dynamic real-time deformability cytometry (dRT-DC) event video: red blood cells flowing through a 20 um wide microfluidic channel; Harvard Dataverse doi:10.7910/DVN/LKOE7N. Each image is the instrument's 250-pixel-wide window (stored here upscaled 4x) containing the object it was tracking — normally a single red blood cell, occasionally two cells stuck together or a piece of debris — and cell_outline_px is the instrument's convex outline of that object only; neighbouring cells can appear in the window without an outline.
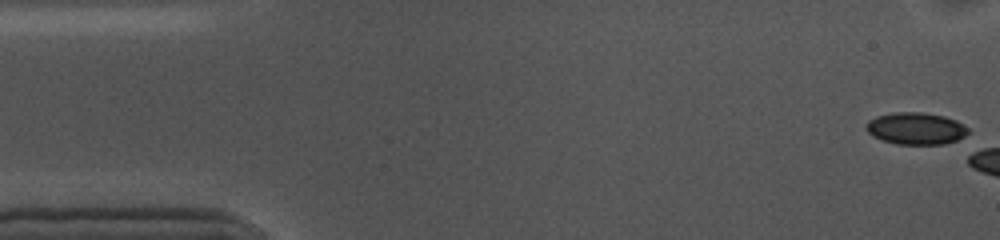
{"species": "common noctule bat (a hibernating species)", "species_latin": "Nyctalus noctula", "temperature_condition": "cold", "stored_images_in_passage": 6, "camera_frame_rate_fps": 3000, "um_per_image_px": 0.085, "animal": {"sex": "female", "body_mass_g": 10.0, "forearm_length_mm": 53.1}, "frame": {"image": 1, "passage_image": 1, "time_ms": 0.0, "image_size_px": [1000, 240], "cell_outline_px": [[968, 132], [964, 136], [956, 140], [944, 144], [896, 144], [872, 136], [864, 128], [864, 124], [868, 120], [876, 116], [892, 112], [924, 112], [944, 116], [956, 120], [968, 128]], "centroid_in_image_um": [77.8, 10.91], "position_along_channel_um": 7.2, "area_um2": 19.13}}